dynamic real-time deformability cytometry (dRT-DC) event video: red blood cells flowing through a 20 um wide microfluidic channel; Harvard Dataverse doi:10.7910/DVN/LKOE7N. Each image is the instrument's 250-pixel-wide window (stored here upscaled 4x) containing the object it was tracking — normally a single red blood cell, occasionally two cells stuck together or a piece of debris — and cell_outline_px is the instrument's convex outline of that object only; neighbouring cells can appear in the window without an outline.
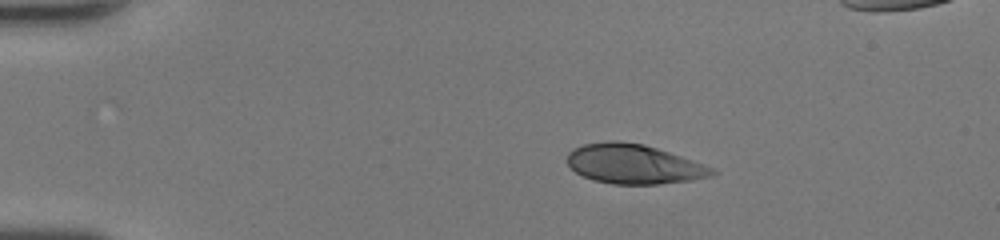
{"species": "human", "species_latin": "Homo sapiens", "temperature_condition": "room temperature", "stored_images_in_passage": 39, "camera_frame_rate_fps": 3000, "um_per_image_px": 0.085, "donor": {"sex": "female"}, "frame": {"image": 1, "passage_image": 1, "time_ms": 0.0, "image_size_px": [1000, 240], "cell_outline_px": [[720, 172], [712, 176], [692, 180], [660, 184], [612, 184], [592, 180], [576, 172], [568, 164], [568, 152], [572, 148], [584, 144], [612, 140], [616, 140], [644, 144], [716, 168]], "centroid_in_image_um": [53.9, 13.95], "position_along_channel_um": 31.1, "area_um2": 33.47}}
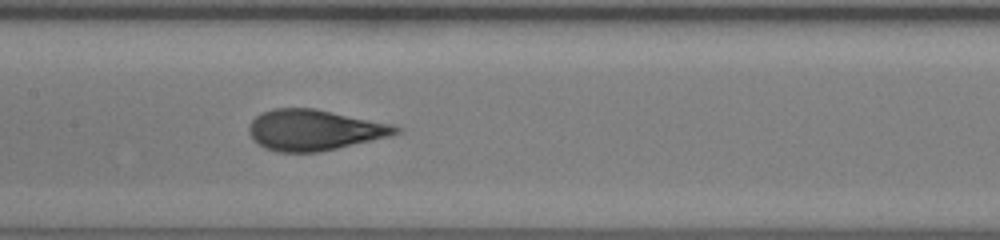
{"frame": {"image": 2, "passage_image": 16, "time_ms": 5.0, "image_size_px": [1000, 240], "cell_outline_px": [[404, 128], [400, 132], [392, 136], [320, 152], [276, 152], [264, 148], [252, 140], [248, 132], [248, 124], [260, 112], [272, 108], [312, 108], [392, 124]], "centroid_in_image_um": [26.69, 11.06], "position_along_channel_um": 180.7, "area_um2": 35.2}}
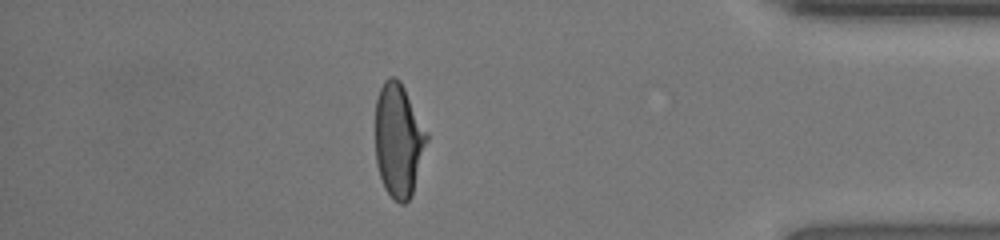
{"frame": {"image": 3, "passage_image": 33, "time_ms": 10.667, "image_size_px": [1000, 240], "cell_outline_px": [[428, 140], [412, 196], [404, 204], [400, 204], [392, 200], [384, 188], [380, 176], [376, 160], [376, 100], [380, 88], [384, 80], [388, 76], [396, 76], [400, 80], [428, 132]], "centroid_in_image_um": [33.88, 11.93], "position_along_channel_um": 401.3, "area_um2": 34.39}}